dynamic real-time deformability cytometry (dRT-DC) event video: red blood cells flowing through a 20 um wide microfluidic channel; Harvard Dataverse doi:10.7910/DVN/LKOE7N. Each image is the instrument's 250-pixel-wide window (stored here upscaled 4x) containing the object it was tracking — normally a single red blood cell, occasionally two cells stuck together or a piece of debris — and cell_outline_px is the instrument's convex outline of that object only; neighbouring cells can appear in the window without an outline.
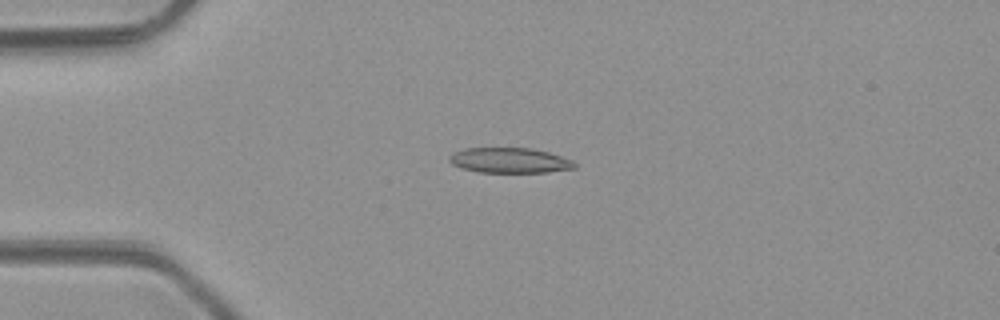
{"species": "common noctule bat (a hibernating species)", "species_latin": "Nyctalus noctula", "temperature_condition": "room temperature", "stored_images_in_passage": 4, "camera_frame_rate_fps": 3000, "um_per_image_px": 0.085, "animal": {"sex": "male", "body_mass_g": 23.1, "forearm_length_mm": 52.7}, "frame": {"image": 1, "passage_image": 3, "time_ms": 2.333, "image_size_px": [1000, 320], "cell_outline_px": [[576, 168], [548, 172], [480, 172], [460, 168], [452, 164], [448, 160], [448, 156], [452, 152], [464, 148], [532, 148], [548, 152], [572, 160], [576, 164]], "centroid_in_image_um": [43.28, 13.63], "position_along_channel_um": 41.7, "area_um2": 18.5}}